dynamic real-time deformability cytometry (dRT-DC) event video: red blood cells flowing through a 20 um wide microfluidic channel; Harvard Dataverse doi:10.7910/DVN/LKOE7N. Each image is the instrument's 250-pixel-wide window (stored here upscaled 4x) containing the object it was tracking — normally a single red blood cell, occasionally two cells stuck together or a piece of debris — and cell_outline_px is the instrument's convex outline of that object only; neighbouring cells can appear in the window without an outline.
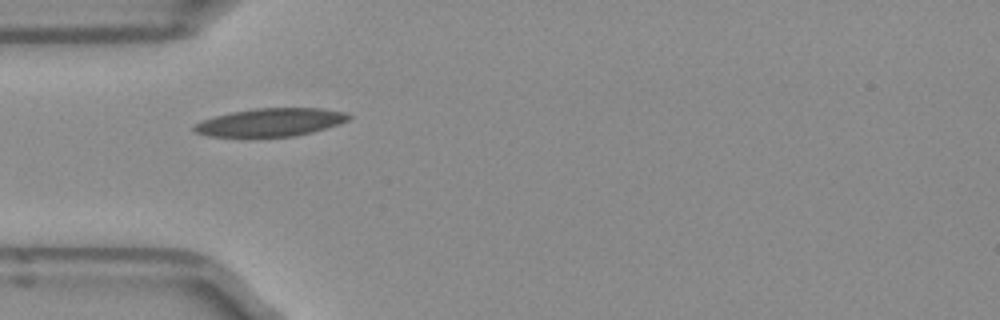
{"species": "Egyptian fruit bat (a non-hibernating species)", "species_latin": "Rousettus aegyptiacus", "temperature_condition": "room temperature", "stored_images_in_passage": 37, "camera_frame_rate_fps": 3000, "um_per_image_px": 0.085, "frame": {"image": 1, "passage_image": 1, "time_ms": 0.0, "image_size_px": [1000, 320], "cell_outline_px": [[352, 116], [348, 120], [312, 132], [296, 136], [208, 136], [196, 132], [192, 128], [196, 124], [204, 120], [216, 116], [232, 112], [256, 108], [320, 108], [344, 112]], "centroid_in_image_um": [23.01, 10.39], "position_along_channel_um": 62.0, "area_um2": 24.74}}
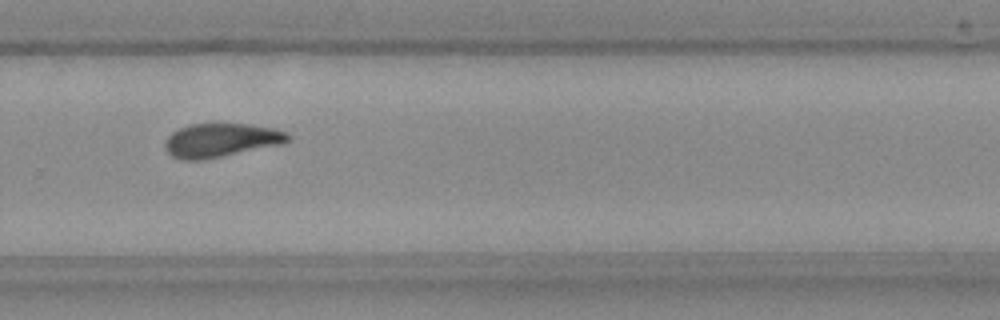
{"frame": {"image": 2, "passage_image": 20, "time_ms": 6.333, "image_size_px": [1000, 320], "cell_outline_px": [[288, 140], [280, 144], [204, 160], [180, 160], [172, 156], [168, 152], [164, 144], [168, 136], [172, 132], [188, 124], [248, 124], [272, 128], [288, 132]], "centroid_in_image_um": [18.73, 11.92], "position_along_channel_um": 311.1, "area_um2": 23.93}}
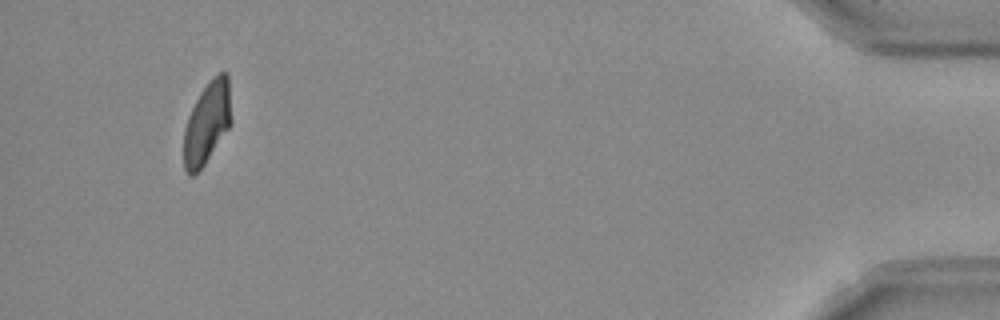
{"frame": {"image": 3, "passage_image": 34, "time_ms": 11.0, "image_size_px": [1000, 320], "cell_outline_px": [[232, 124], [204, 164], [192, 176], [188, 176], [184, 168], [184, 128], [188, 116], [200, 92], [220, 72], [228, 72], [232, 120]], "centroid_in_image_um": [17.61, 10.45], "position_along_channel_um": 417.6, "area_um2": 22.6}, "authors_computed_cell_mechanics": {"area_um2": 24.1604, "velocity_mm_per_s": 3.9381, "shape_relaxation_time_tau1_ms": 10.3377, "shape_relaxation_time_tau2_ms": 3.0282, "deformation_change_tau1": 0.2217, "deformation_change_tau2": 0.0944}}